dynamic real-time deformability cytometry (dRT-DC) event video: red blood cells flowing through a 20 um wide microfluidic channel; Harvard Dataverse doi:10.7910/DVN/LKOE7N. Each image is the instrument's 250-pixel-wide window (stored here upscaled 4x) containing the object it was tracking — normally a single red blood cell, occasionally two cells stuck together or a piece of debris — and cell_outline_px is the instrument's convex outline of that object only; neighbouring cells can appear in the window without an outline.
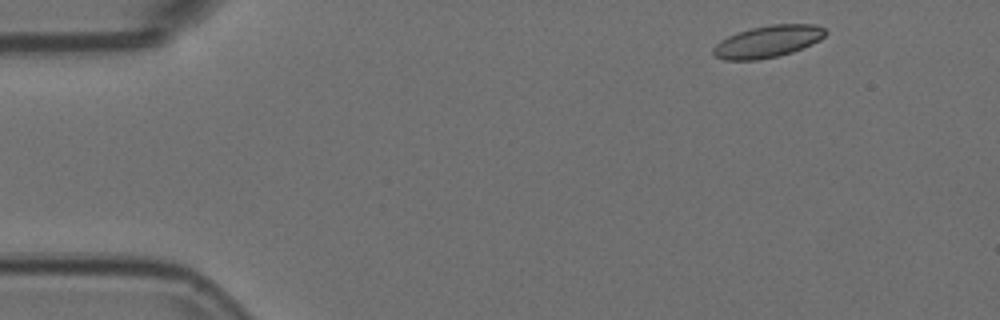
{"species": "Egyptian fruit bat (a non-hibernating species)", "species_latin": "Rousettus aegyptiacus", "temperature_condition": "room temperature", "stored_images_in_passage": 49, "camera_frame_rate_fps": 3000, "um_per_image_px": 0.085, "animal": {"sex": "female"}, "frame": {"image": 1, "passage_image": 1, "time_ms": 0.0, "image_size_px": [1000, 320], "cell_outline_px": [[828, 32], [820, 40], [812, 44], [792, 52], [776, 56], [756, 60], [724, 60], [716, 56], [712, 52], [712, 48], [720, 40], [736, 32], [752, 28], [772, 24], [816, 24], [824, 28]], "centroid_in_image_um": [65.26, 3.52], "position_along_channel_um": 19.7, "area_um2": 20.92}}
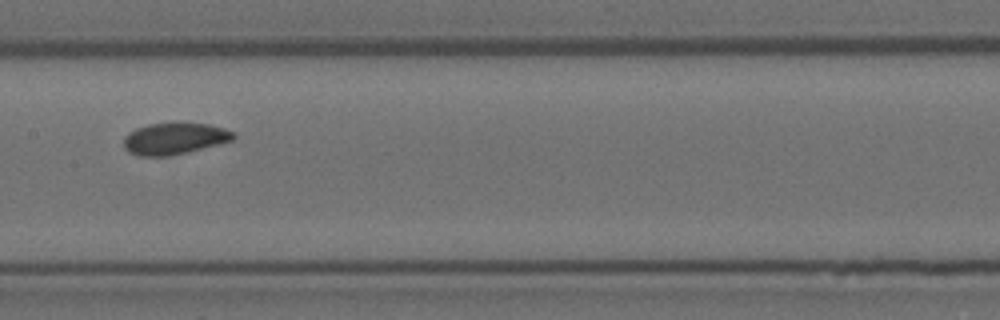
{"frame": {"image": 2, "passage_image": 22, "time_ms": 7.0, "image_size_px": [1000, 320], "cell_outline_px": [[236, 136], [232, 140], [188, 152], [164, 156], [140, 156], [128, 152], [124, 148], [124, 136], [128, 132], [136, 128], [148, 124], [176, 120], [180, 120], [208, 124], [224, 128], [236, 132]], "centroid_in_image_um": [14.82, 11.73], "position_along_channel_um": 192.6, "area_um2": 20.87}}
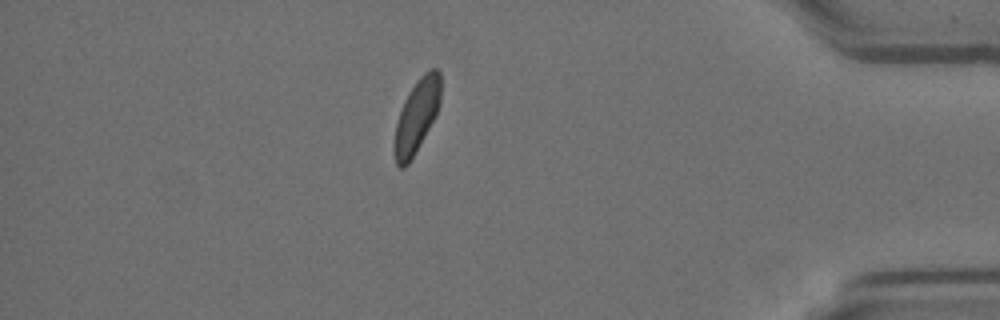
{"frame": {"image": 3, "passage_image": 42, "time_ms": 13.667, "image_size_px": [1000, 320], "cell_outline_px": [[440, 104], [436, 116], [408, 164], [404, 168], [400, 168], [396, 164], [396, 124], [404, 100], [408, 92], [416, 80], [424, 72], [432, 68], [436, 68], [440, 72]], "centroid_in_image_um": [35.46, 9.79], "position_along_channel_um": 399.7, "area_um2": 19.31}, "authors_computed_cell_mechanics": {"area_um2": 20.6346, "velocity_mm_per_s": 3.7191, "shape_relaxation_time_tau1_ms": 2.7857, "shape_relaxation_time_tau2_ms": 2.4734, "deformation_change_tau1": 0.0756, "deformation_change_tau2": 0.0567}}